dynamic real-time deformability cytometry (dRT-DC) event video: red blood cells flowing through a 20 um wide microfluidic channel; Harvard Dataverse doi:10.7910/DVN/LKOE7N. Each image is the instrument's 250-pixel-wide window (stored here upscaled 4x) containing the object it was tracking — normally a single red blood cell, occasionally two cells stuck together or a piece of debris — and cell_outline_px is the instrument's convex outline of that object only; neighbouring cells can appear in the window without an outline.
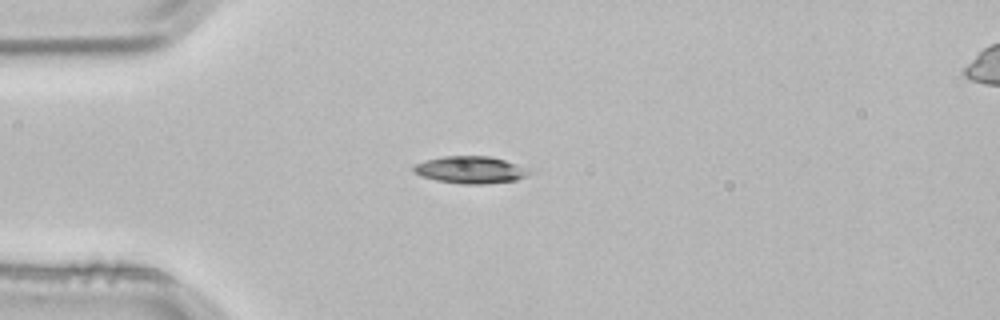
{"species": "common noctule bat (a hibernating species)", "species_latin": "Nyctalus noctula", "temperature_condition": "room temperature", "stored_images_in_passage": 3, "segment_of_instrument_passage": [1, 2], "camera_frame_rate_fps": 3000, "um_per_image_px": 0.085, "animal": {"sex": "male", "body_mass_g": 21.5, "forearm_length_mm": 52.0}, "frame": {"image": 1, "passage_image": 2, "time_ms": 0.333, "image_size_px": [1000, 320], "cell_outline_px": [[532, 172], [528, 176], [516, 180], [484, 184], [460, 184], [436, 180], [420, 176], [412, 172], [412, 168], [416, 164], [424, 160], [444, 156], [488, 156], [504, 160]], "centroid_in_image_um": [39.92, 14.44], "position_along_channel_um": 45.1, "area_um2": 18.21}}